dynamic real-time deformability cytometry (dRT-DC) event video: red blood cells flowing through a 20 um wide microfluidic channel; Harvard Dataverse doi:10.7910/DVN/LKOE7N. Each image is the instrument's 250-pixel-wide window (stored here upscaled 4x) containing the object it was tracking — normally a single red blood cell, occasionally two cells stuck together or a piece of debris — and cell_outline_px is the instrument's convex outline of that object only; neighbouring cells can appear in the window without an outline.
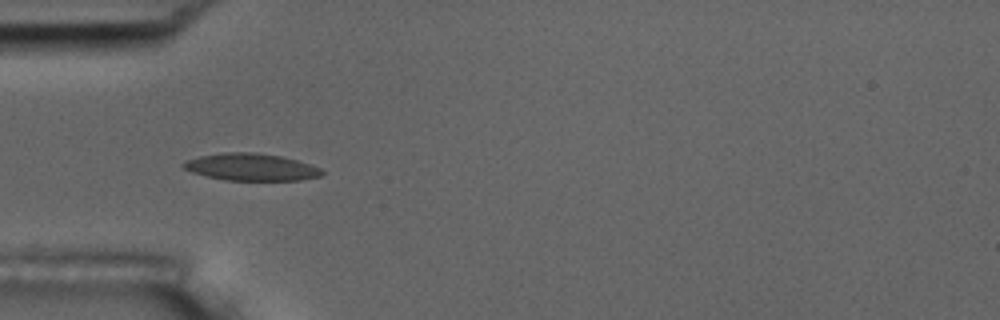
{"species": "common noctule bat (a hibernating species)", "species_latin": "Nyctalus noctula", "temperature_condition": "room temperature", "stored_images_in_passage": 8, "camera_frame_rate_fps": 3000, "um_per_image_px": 0.085, "animal": {"sex": "male", "body_mass_g": 17.5, "forearm_length_mm": 52.3}, "frame": {"image": 1, "passage_image": 5, "time_ms": 4.333, "image_size_px": [1000, 320], "cell_outline_px": [[324, 172], [320, 176], [300, 180], [224, 180], [192, 172], [184, 168], [180, 164], [184, 160], [200, 156], [220, 152], [256, 152], [280, 156], [296, 160], [320, 168]], "centroid_in_image_um": [21.3, 14.19], "position_along_channel_um": 63.7, "area_um2": 21.85}}
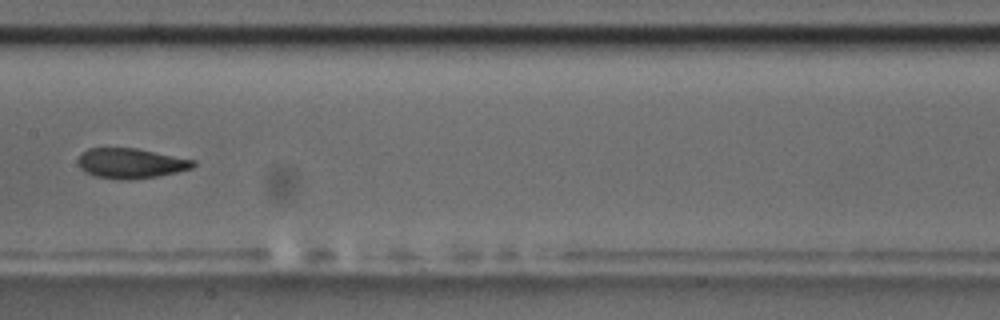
{"frame": {"image": 2, "passage_image": 8, "time_ms": 8.0, "image_size_px": [1000, 320], "cell_outline_px": [[196, 164], [192, 168], [176, 172], [156, 176], [128, 180], [116, 180], [92, 176], [84, 172], [80, 168], [76, 160], [88, 148], [136, 148], [196, 160]], "centroid_in_image_um": [11.08, 13.89], "position_along_channel_um": 196.3, "area_um2": 20.35}}